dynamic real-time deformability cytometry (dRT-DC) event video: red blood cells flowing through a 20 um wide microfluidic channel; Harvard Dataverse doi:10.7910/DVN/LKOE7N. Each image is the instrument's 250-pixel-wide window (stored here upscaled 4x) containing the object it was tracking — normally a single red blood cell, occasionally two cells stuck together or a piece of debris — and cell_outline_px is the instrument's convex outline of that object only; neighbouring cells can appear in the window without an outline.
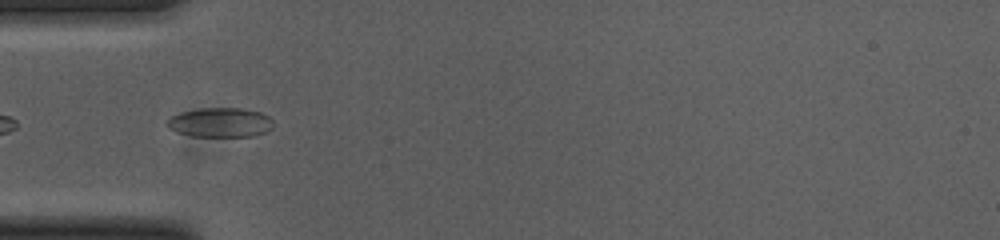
{"species": "common noctule bat (a hibernating species)", "species_latin": "Nyctalus noctula", "temperature_condition": "cold", "stored_images_in_passage": 40, "camera_frame_rate_fps": 3000, "um_per_image_px": 0.085, "animal": {"sex": "female", "body_mass_g": 23.0, "forearm_length_mm": 53.4}, "frame": {"image": 1, "passage_image": 2, "time_ms": 0.333, "image_size_px": [1000, 240], "cell_outline_px": [[272, 128], [268, 132], [256, 136], [192, 136], [176, 132], [168, 128], [164, 124], [164, 120], [168, 116], [180, 112], [200, 108], [240, 108], [260, 112], [268, 116], [272, 120]], "centroid_in_image_um": [18.66, 10.41], "position_along_channel_um": 66.3, "area_um2": 18.61}}
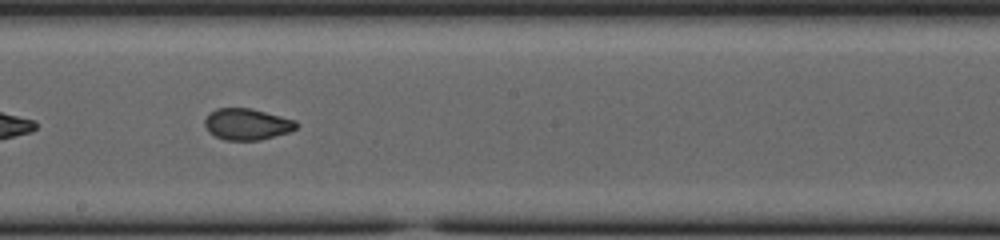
{"frame": {"image": 2, "passage_image": 15, "time_ms": 4.667, "image_size_px": [1000, 240], "cell_outline_px": [[300, 124], [296, 128], [288, 132], [260, 140], [224, 140], [208, 132], [204, 124], [204, 120], [208, 112], [216, 108], [252, 108], [296, 120]], "centroid_in_image_um": [20.97, 10.54], "position_along_channel_um": 227.2, "area_um2": 16.94}}
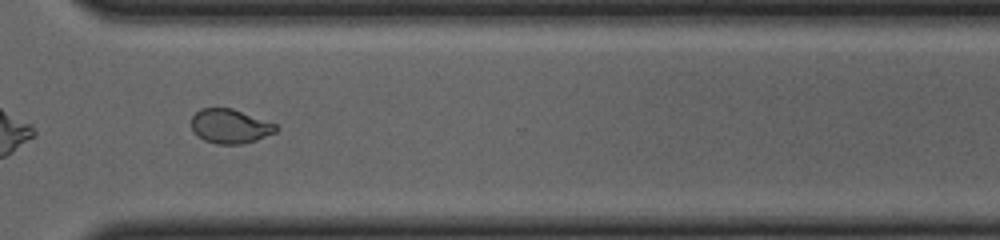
{"frame": {"image": 3, "passage_image": 25, "time_ms": 8.0, "image_size_px": [1000, 240], "cell_outline_px": [[276, 132], [256, 140], [240, 144], [216, 144], [204, 140], [192, 132], [192, 116], [200, 108], [232, 108], [276, 124]], "centroid_in_image_um": [19.52, 10.73], "position_along_channel_um": 351.1, "area_um2": 16.82}, "authors_computed_cell_mechanics": {"area_um2": 17.6579, "velocity_mm_per_s": 3.7105, "shape_relaxation_time_tau1_ms": null, "shape_relaxation_time_tau2_ms": 1.5437, "deformation_change_tau1": null, "deformation_change_tau2": 0.0586}}